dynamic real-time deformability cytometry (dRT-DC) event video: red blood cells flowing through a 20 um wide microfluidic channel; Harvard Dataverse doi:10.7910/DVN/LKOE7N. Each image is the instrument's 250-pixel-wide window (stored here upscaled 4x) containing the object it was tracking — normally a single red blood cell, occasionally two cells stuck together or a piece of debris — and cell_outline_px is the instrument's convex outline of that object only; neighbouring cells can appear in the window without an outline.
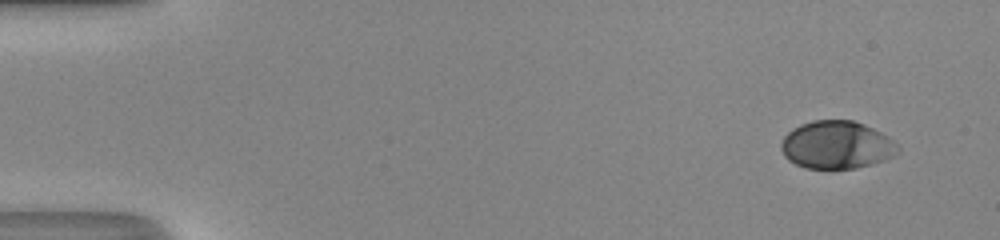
{"species": "human", "species_latin": "Homo sapiens", "temperature_condition": "room temperature", "stored_images_in_passage": 46, "camera_frame_rate_fps": 3000, "um_per_image_px": 0.085, "donor": {"sex": "male"}, "frame": {"image": 1, "passage_image": 1, "time_ms": 0.0, "image_size_px": [1000, 240], "cell_outline_px": [[900, 152], [884, 160], [872, 164], [856, 168], [828, 172], [804, 168], [788, 160], [784, 156], [780, 148], [780, 144], [784, 136], [792, 128], [800, 124], [812, 120], [852, 120], [864, 124], [888, 136], [900, 148]], "centroid_in_image_um": [71.08, 12.36], "position_along_channel_um": 13.9, "area_um2": 33.41}}
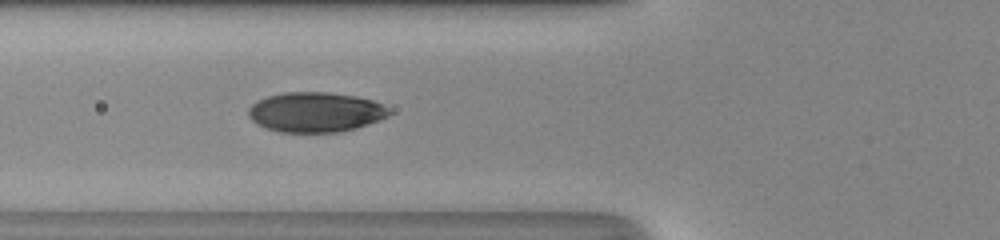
{"frame": {"image": 2, "passage_image": 17, "time_ms": 5.333, "image_size_px": [1000, 240], "cell_outline_px": [[392, 112], [388, 116], [380, 120], [356, 128], [340, 132], [280, 132], [264, 128], [256, 124], [248, 116], [248, 108], [256, 100], [268, 96], [284, 92], [328, 92], [356, 96], [372, 100], [388, 108]], "centroid_in_image_um": [26.79, 9.53], "position_along_channel_um": 99.0, "area_um2": 32.95}}
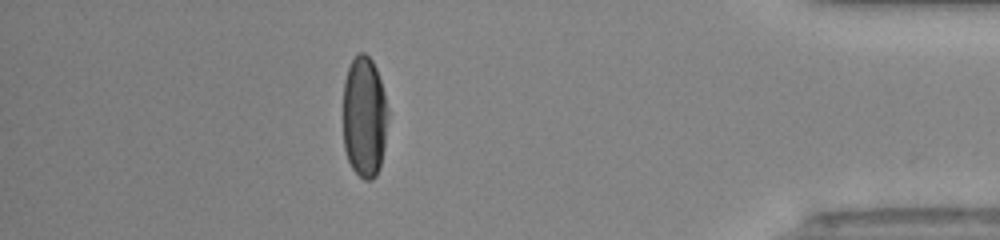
{"frame": {"image": 3, "passage_image": 41, "time_ms": 13.333, "image_size_px": [1000, 240], "cell_outline_px": [[388, 116], [384, 148], [380, 168], [376, 176], [372, 180], [364, 180], [352, 168], [348, 160], [344, 148], [344, 80], [348, 68], [356, 52], [364, 52], [372, 60], [376, 68], [384, 92], [388, 112]], "centroid_in_image_um": [30.98, 9.94], "position_along_channel_um": 404.2, "area_um2": 31.91}, "authors_computed_cell_mechanics": {"area_um2": 33.0038, "velocity_mm_per_s": 4.3395, "shape_relaxation_time_tau1_ms": 3.2351, "shape_relaxation_time_tau2_ms": null, "deformation_change_tau1": 0.1724, "deformation_change_tau2": null}}